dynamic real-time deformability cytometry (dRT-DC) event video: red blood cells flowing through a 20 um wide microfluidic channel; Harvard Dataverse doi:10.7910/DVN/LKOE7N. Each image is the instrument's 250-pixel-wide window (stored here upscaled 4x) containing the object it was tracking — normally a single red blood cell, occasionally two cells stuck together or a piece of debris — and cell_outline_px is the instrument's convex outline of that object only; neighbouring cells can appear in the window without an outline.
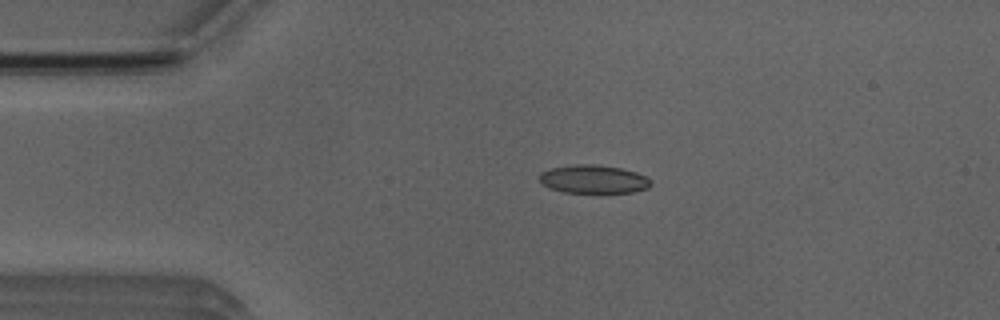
{"species": "Egyptian fruit bat (a non-hibernating species)", "species_latin": "Rousettus aegyptiacus", "temperature_condition": "room temperature", "stored_images_in_passage": 2, "camera_frame_rate_fps": 3000, "um_per_image_px": 0.085, "animal": {"sex": "male"}, "frame": {"image": 1, "passage_image": 1, "time_ms": 0.0, "image_size_px": [1000, 320], "cell_outline_px": [[652, 184], [648, 188], [632, 192], [564, 192], [548, 188], [540, 180], [540, 172], [552, 168], [576, 164], [592, 164], [620, 168], [636, 172], [648, 176], [652, 180]], "centroid_in_image_um": [50.48, 15.23], "position_along_channel_um": 34.5, "area_um2": 18.32}}